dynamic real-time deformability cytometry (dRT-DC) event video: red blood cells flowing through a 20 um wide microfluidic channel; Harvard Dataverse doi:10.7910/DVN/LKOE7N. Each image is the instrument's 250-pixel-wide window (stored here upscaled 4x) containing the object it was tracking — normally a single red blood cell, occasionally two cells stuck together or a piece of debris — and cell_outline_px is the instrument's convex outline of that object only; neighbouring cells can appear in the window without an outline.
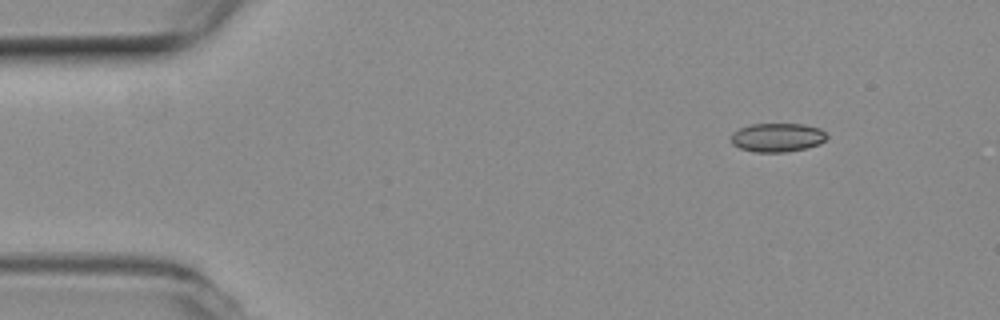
{"species": "common noctule bat (a hibernating species)", "species_latin": "Nyctalus noctula", "temperature_condition": "room temperature", "stored_images_in_passage": 6, "camera_frame_rate_fps": 3000, "um_per_image_px": 0.085, "animal": {"sex": "female", "body_mass_g": 19.3, "forearm_length_mm": 54.1}, "frame": {"image": 1, "passage_image": 1, "time_ms": 0.0, "image_size_px": [1000, 320], "cell_outline_px": [[828, 136], [820, 144], [804, 148], [784, 152], [756, 152], [740, 148], [732, 144], [732, 132], [740, 128], [752, 124], [804, 124], [820, 128]], "centroid_in_image_um": [66.07, 11.68], "position_along_channel_um": 18.9, "area_um2": 15.95}}
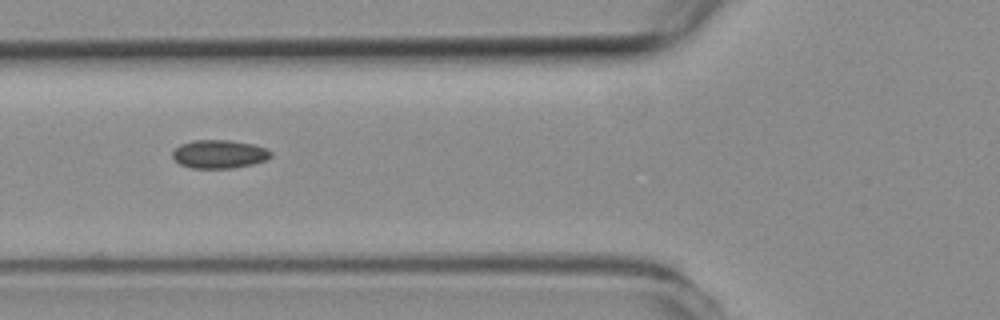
{"frame": {"image": 2, "passage_image": 5, "time_ms": 1.333, "image_size_px": [1000, 320], "cell_outline_px": [[272, 156], [268, 160], [252, 164], [232, 168], [192, 168], [180, 164], [172, 156], [172, 152], [180, 144], [196, 140], [232, 140], [252, 144], [264, 148], [272, 152]], "centroid_in_image_um": [18.65, 13.1], "position_along_channel_um": 107.1, "area_um2": 16.24}}
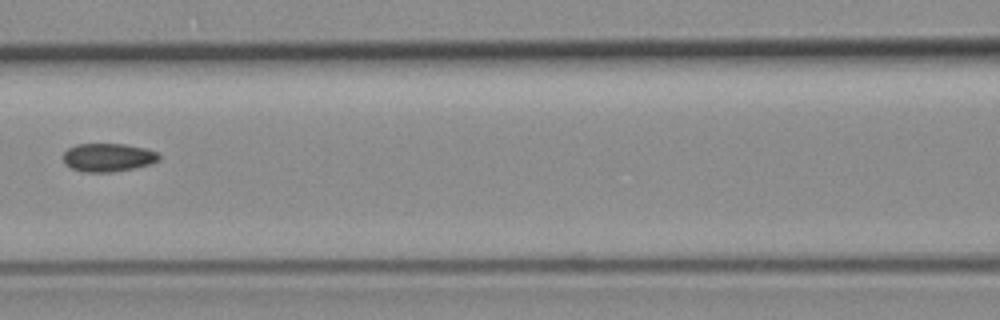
{"frame": {"image": 3, "passage_image": 6, "time_ms": 1.667, "image_size_px": [1000, 320], "cell_outline_px": [[160, 160], [152, 164], [112, 172], [84, 172], [72, 168], [64, 164], [64, 152], [68, 148], [76, 144], [124, 144], [144, 148], [156, 152], [160, 156]], "centroid_in_image_um": [9.18, 13.38], "position_along_channel_um": 157.4, "area_um2": 15.78}}